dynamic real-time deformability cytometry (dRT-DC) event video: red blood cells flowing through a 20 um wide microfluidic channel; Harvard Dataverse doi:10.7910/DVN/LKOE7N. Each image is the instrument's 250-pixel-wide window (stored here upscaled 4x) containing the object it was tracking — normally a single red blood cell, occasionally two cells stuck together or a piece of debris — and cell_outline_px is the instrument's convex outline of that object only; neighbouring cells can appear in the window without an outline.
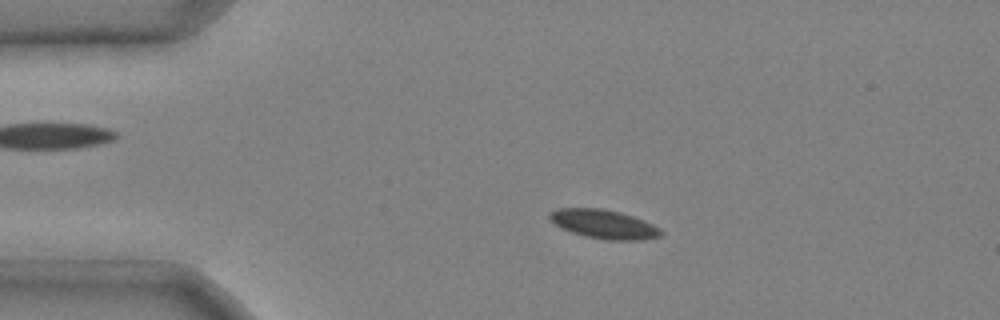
{"species": "common noctule bat (a hibernating species)", "species_latin": "Nyctalus noctula", "temperature_condition": "cold", "stored_images_in_passage": 48, "camera_frame_rate_fps": 3000, "um_per_image_px": 0.085, "animal": {"sex": "male", "body_mass_g": 20.4}, "frame": {"image": 1, "passage_image": 10, "time_ms": 3.0, "image_size_px": [1000, 320], "cell_outline_px": [[664, 232], [660, 236], [644, 240], [604, 240], [584, 236], [560, 228], [548, 216], [552, 212], [560, 208], [600, 208], [620, 212], [644, 220], [660, 228]], "centroid_in_image_um": [51.37, 19.07], "position_along_channel_um": 33.6, "area_um2": 18.73}}
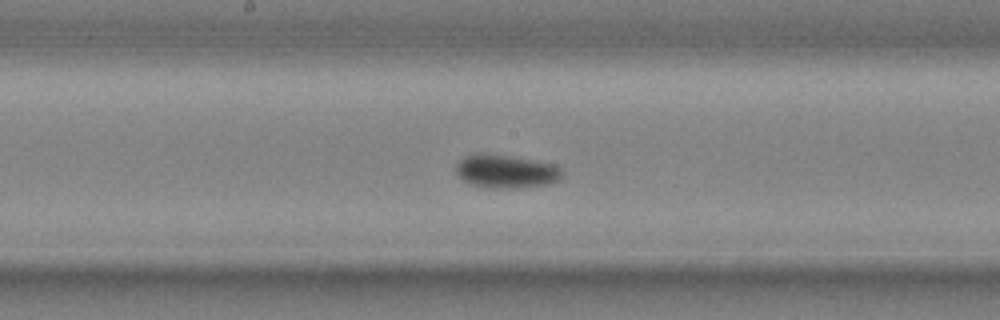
{"frame": {"image": 2, "passage_image": 26, "time_ms": 8.333, "image_size_px": [1000, 320], "cell_outline_px": [[564, 172], [560, 180], [552, 184], [516, 188], [484, 188], [472, 184], [464, 180], [456, 172], [456, 164], [464, 156], [476, 152], [480, 152], [512, 156], [556, 164]], "centroid_in_image_um": [43.04, 14.56], "position_along_channel_um": 205.2, "area_um2": 21.1}}
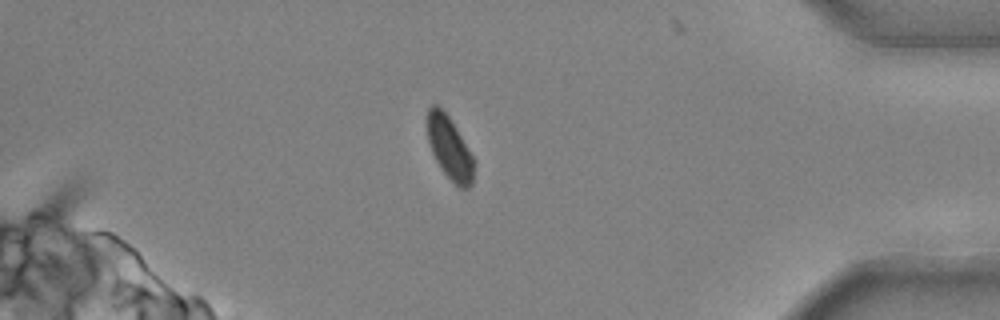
{"frame": {"image": 3, "passage_image": 43, "time_ms": 14.0, "image_size_px": [1000, 320], "cell_outline_px": [[476, 160], [472, 184], [468, 188], [460, 188], [440, 168], [432, 152], [428, 140], [428, 108], [432, 104], [436, 104], [448, 116], [456, 128]], "centroid_in_image_um": [38.25, 12.6], "position_along_channel_um": 397.0, "area_um2": 16.94}, "authors_computed_cell_mechanics": {"area_um2": 18.6116, "velocity_mm_per_s": 3.9477, "shape_relaxation_time_tau1_ms": 7.949, "shape_relaxation_time_tau2_ms": null, "deformation_change_tau1": 0.1362, "deformation_change_tau2": null}}